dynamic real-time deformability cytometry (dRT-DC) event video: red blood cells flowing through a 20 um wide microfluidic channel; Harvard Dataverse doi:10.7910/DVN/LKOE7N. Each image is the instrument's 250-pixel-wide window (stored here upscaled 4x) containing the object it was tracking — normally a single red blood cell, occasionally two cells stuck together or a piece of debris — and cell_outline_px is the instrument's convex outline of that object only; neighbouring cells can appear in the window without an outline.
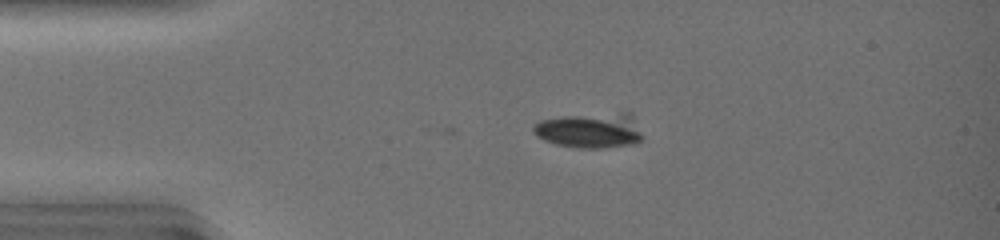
{"species": "common noctule bat (a hibernating species)", "species_latin": "Nyctalus noctula", "temperature_condition": "warm", "stored_images_in_passage": 14, "camera_frame_rate_fps": 3000, "um_per_image_px": 0.085, "animal": {"sex": "female", "body_mass_g": 19.0, "forearm_length_mm": 51.5}, "frame": {"image": 1, "passage_image": 14, "time_ms": 4.333, "image_size_px": [1000, 240], "cell_outline_px": [[644, 136], [636, 144], [604, 148], [576, 148], [556, 144], [544, 140], [536, 136], [532, 132], [532, 128], [540, 120], [560, 116], [620, 112], [632, 112]], "centroid_in_image_um": [50.2, 11.08], "position_along_channel_um": 34.8, "area_um2": 22.95}}